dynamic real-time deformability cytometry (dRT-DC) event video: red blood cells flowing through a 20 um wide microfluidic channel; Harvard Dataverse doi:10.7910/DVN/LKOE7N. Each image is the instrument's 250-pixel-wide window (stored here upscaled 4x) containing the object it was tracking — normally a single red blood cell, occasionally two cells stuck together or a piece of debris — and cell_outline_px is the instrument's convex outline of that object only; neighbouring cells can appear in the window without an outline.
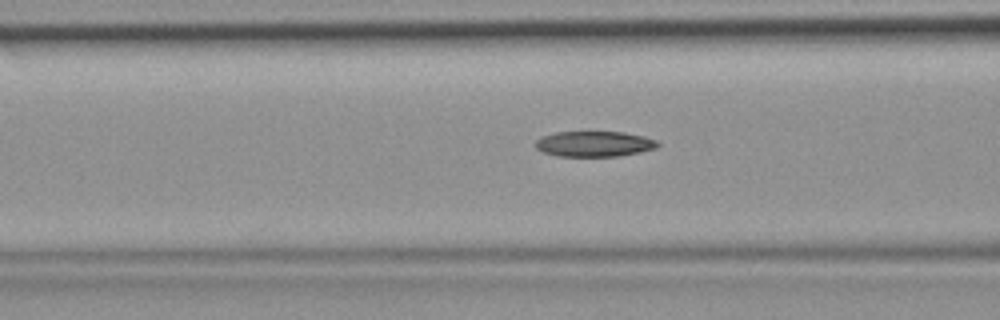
{"species": "common noctule bat (a hibernating species)", "species_latin": "Nyctalus noctula", "temperature_condition": "room temperature", "stored_images_in_passage": 43, "camera_frame_rate_fps": 3000, "um_per_image_px": 0.085, "animal": {"sex": "female", "body_mass_g": 19.9}, "frame": {"image": 1, "passage_image": 16, "time_ms": 5.0, "image_size_px": [1000, 320], "cell_outline_px": [[660, 144], [656, 148], [640, 152], [616, 156], [560, 156], [544, 152], [536, 148], [536, 140], [540, 136], [556, 132], [624, 132], [644, 136], [656, 140]], "centroid_in_image_um": [50.52, 12.22], "position_along_channel_um": 116.1, "area_um2": 18.09}}
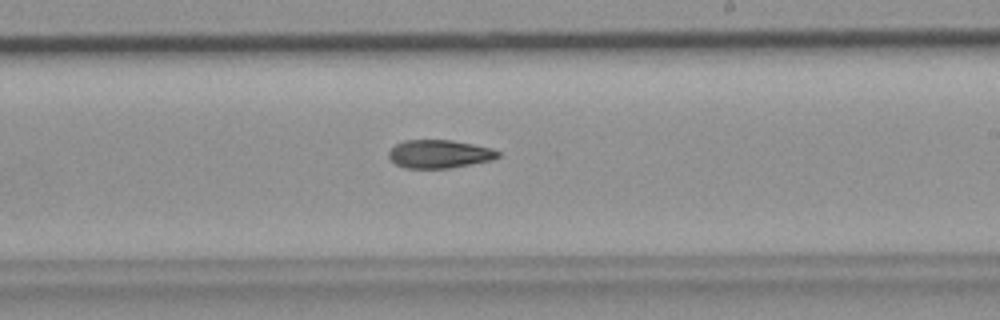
{"frame": {"image": 2, "passage_image": 25, "time_ms": 8.0, "image_size_px": [1000, 320], "cell_outline_px": [[500, 156], [492, 160], [472, 164], [448, 168], [404, 168], [396, 164], [388, 156], [388, 152], [396, 144], [404, 140], [452, 140], [492, 148], [500, 152]], "centroid_in_image_um": [37.35, 13.09], "position_along_channel_um": 251.6, "area_um2": 17.98}}
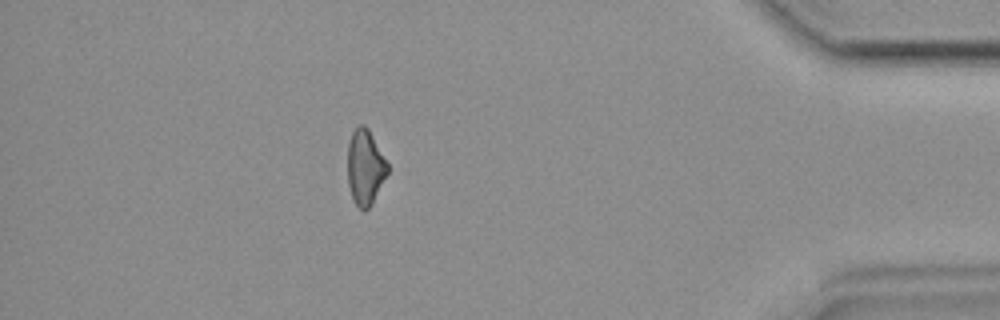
{"frame": {"image": 3, "passage_image": 38, "time_ms": 12.333, "image_size_px": [1000, 320], "cell_outline_px": [[388, 172], [372, 204], [368, 208], [360, 208], [356, 204], [352, 196], [348, 184], [348, 140], [352, 132], [360, 124], [364, 124], [368, 128], [388, 164]], "centroid_in_image_um": [31.03, 14.18], "position_along_channel_um": 404.2, "area_um2": 17.28}}